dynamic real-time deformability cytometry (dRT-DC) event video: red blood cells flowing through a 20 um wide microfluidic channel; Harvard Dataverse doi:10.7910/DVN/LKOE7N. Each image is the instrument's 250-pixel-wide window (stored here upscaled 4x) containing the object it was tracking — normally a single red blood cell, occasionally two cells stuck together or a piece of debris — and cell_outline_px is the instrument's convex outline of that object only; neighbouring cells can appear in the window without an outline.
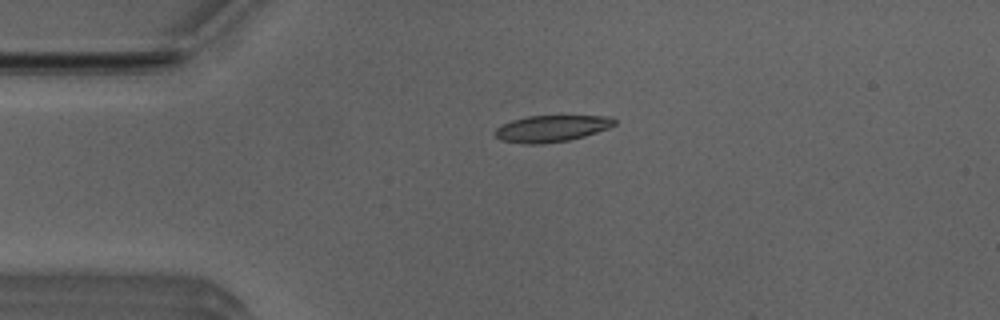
{"species": "Egyptian fruit bat (a non-hibernating species)", "species_latin": "Rousettus aegyptiacus", "temperature_condition": "room temperature", "stored_images_in_passage": 5, "camera_frame_rate_fps": 3000, "um_per_image_px": 0.085, "animal": {"sex": "male"}, "frame": {"image": 1, "passage_image": 1, "time_ms": 0.0, "image_size_px": [1000, 320], "cell_outline_px": [[616, 124], [608, 128], [584, 136], [568, 140], [544, 144], [524, 144], [500, 140], [492, 132], [500, 124], [512, 120], [528, 116], [612, 116], [616, 120]], "centroid_in_image_um": [46.84, 10.92], "position_along_channel_um": 38.2, "area_um2": 18.61}}